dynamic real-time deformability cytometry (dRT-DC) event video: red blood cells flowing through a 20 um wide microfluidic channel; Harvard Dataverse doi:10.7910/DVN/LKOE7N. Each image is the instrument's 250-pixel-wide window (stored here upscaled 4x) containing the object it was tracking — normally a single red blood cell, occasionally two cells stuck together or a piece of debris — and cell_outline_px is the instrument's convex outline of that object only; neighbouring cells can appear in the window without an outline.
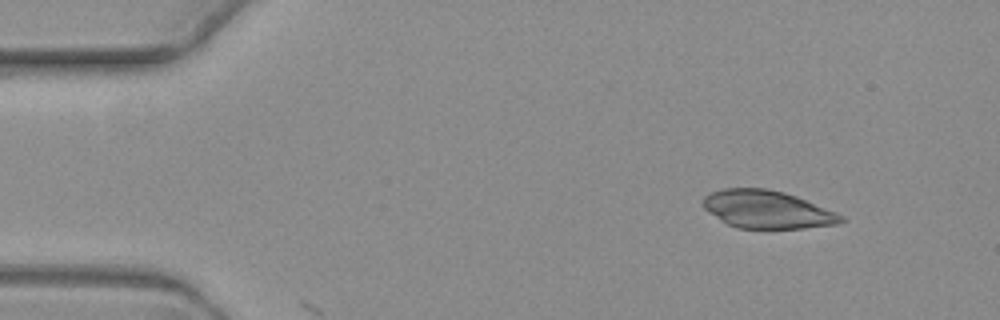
{"species": "common noctule bat (a hibernating species)", "species_latin": "Nyctalus noctula", "temperature_condition": "warm", "stored_images_in_passage": 4, "camera_frame_rate_fps": 3000, "um_per_image_px": 0.085, "animal": {"sex": "female", "body_mass_g": 19.3, "forearm_length_mm": 54.1}, "frame": {"image": 1, "passage_image": 1, "time_ms": 0.0, "image_size_px": [1000, 320], "cell_outline_px": [[848, 220], [836, 224], [804, 228], [736, 228], [720, 220], [708, 212], [704, 208], [704, 196], [712, 192], [724, 188], [764, 188], [784, 192], [796, 196], [836, 212], [844, 216]], "centroid_in_image_um": [65.22, 17.81], "position_along_channel_um": 19.8, "area_um2": 30.29}}